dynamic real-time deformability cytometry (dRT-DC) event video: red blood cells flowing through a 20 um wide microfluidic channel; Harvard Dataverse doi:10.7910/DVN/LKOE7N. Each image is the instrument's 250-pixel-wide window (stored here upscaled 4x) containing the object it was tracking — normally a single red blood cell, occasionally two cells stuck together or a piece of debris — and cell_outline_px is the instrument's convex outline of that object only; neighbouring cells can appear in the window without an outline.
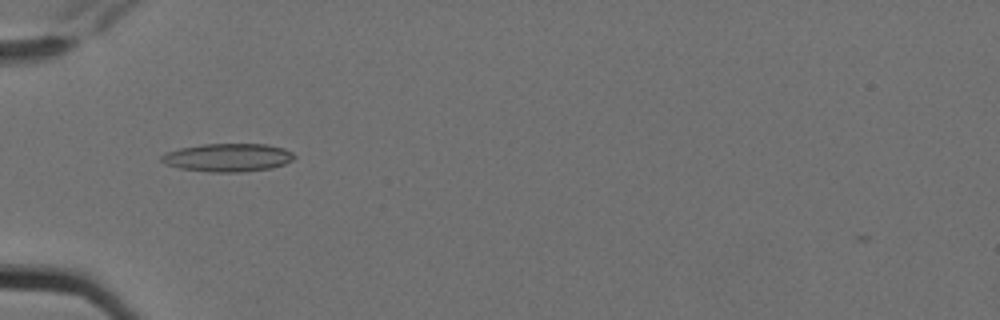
{"species": "Egyptian fruit bat (a non-hibernating species)", "species_latin": "Rousettus aegyptiacus", "temperature_condition": "cold", "stored_images_in_passage": 6, "camera_frame_rate_fps": 3000, "um_per_image_px": 0.085, "animal": {"sex": "female"}, "frame": {"image": 1, "passage_image": 6, "time_ms": 1.667, "image_size_px": [1000, 320], "cell_outline_px": [[296, 156], [292, 160], [284, 164], [272, 168], [240, 172], [212, 172], [180, 168], [164, 164], [160, 160], [160, 156], [164, 152], [180, 148], [200, 144], [268, 144], [284, 148], [292, 152]], "centroid_in_image_um": [19.35, 13.38], "position_along_channel_um": 65.7, "area_um2": 21.96}}